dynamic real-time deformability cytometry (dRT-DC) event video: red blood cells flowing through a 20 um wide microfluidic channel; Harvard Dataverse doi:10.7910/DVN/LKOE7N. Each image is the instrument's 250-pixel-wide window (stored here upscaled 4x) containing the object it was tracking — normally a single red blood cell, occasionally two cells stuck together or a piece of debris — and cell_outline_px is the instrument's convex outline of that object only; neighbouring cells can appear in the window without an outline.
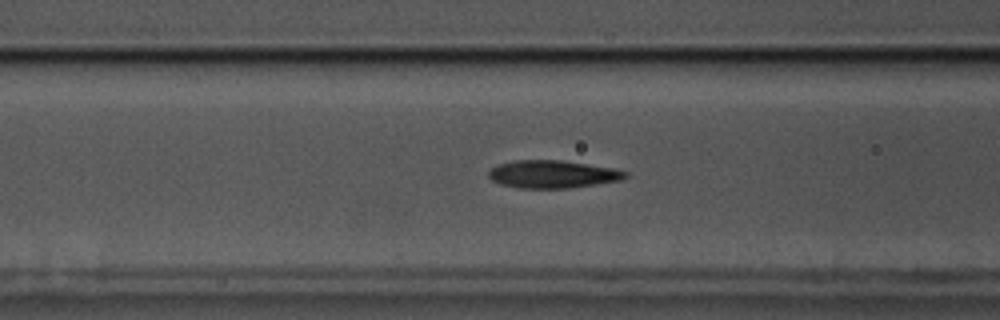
{"species": "common noctule bat (a hibernating species)", "species_latin": "Nyctalus noctula", "temperature_condition": "cold", "stored_images_in_passage": 52, "camera_frame_rate_fps": 3000, "um_per_image_px": 0.085, "animal": {"sex": "male", "body_mass_g": 17.5, "forearm_length_mm": 52.3}, "frame": {"image": 1, "passage_image": 18, "time_ms": 5.667, "image_size_px": [1000, 320], "cell_outline_px": [[628, 176], [624, 180], [568, 188], [520, 188], [500, 184], [492, 180], [488, 176], [488, 172], [492, 168], [500, 164], [512, 160], [560, 160], [612, 168], [628, 172]], "centroid_in_image_um": [46.98, 14.81], "position_along_channel_um": 119.6, "area_um2": 22.02}}
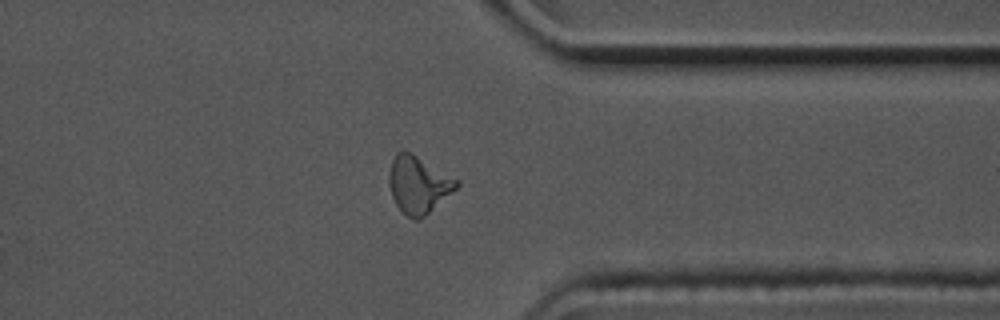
{"frame": {"image": 2, "passage_image": 40, "time_ms": 13.0, "image_size_px": [1000, 320], "cell_outline_px": [[460, 184], [452, 192], [420, 220], [412, 220], [396, 204], [392, 196], [388, 184], [388, 176], [392, 160], [396, 152], [400, 148], [404, 148], [412, 152], [460, 180]], "centroid_in_image_um": [35.55, 15.64], "position_along_channel_um": 375.9, "area_um2": 22.77}}
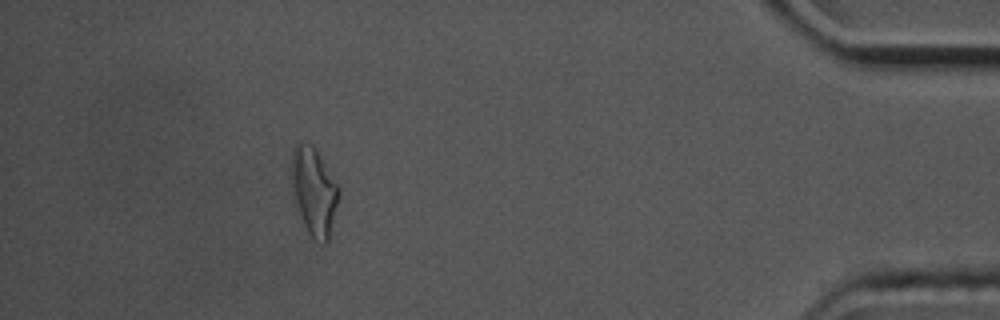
{"frame": {"image": 3, "passage_image": 47, "time_ms": 15.333, "image_size_px": [1000, 320], "cell_outline_px": [[340, 196], [328, 240], [324, 244], [320, 244], [308, 232], [296, 208], [292, 196], [288, 168], [292, 152], [296, 144], [300, 140], [304, 140], [312, 144], [316, 148], [340, 188]], "centroid_in_image_um": [26.64, 16.19], "position_along_channel_um": 408.6, "area_um2": 25.14}, "authors_computed_cell_mechanics": {"area_um2": 21.675, "velocity_mm_per_s": 3.5609, "shape_relaxation_time_tau1_ms": 4.9974, "shape_relaxation_time_tau2_ms": 3.9653, "deformation_change_tau1": 0.1639, "deformation_change_tau2": 0.1101}}